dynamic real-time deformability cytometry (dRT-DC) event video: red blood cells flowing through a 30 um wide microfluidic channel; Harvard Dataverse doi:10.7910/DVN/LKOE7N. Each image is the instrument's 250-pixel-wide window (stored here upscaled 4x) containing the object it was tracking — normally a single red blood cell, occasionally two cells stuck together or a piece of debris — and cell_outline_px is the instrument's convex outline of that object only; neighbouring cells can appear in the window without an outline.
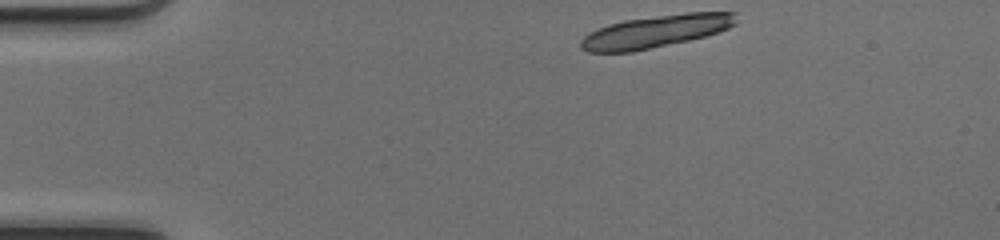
{"species": "common noctule bat (a hibernating species)", "species_latin": "Nyctalus noctula", "temperature_condition": "cold", "stored_images_in_passage": 10, "camera_frame_rate_fps": 3000, "um_per_image_px": 0.085, "animal": {"sex": "female", "body_mass_g": 17.0, "forearm_length_mm": 48.0}, "frame": {"image": 1, "passage_image": 1, "time_ms": 0.0, "image_size_px": [1000, 240], "cell_outline_px": [[736, 24], [728, 28], [704, 36], [688, 40], [632, 52], [588, 52], [580, 48], [580, 40], [588, 32], [608, 24], [624, 20], [688, 12], [736, 12]], "centroid_in_image_um": [55.7, 2.66], "position_along_channel_um": 29.3, "area_um2": 29.25}}